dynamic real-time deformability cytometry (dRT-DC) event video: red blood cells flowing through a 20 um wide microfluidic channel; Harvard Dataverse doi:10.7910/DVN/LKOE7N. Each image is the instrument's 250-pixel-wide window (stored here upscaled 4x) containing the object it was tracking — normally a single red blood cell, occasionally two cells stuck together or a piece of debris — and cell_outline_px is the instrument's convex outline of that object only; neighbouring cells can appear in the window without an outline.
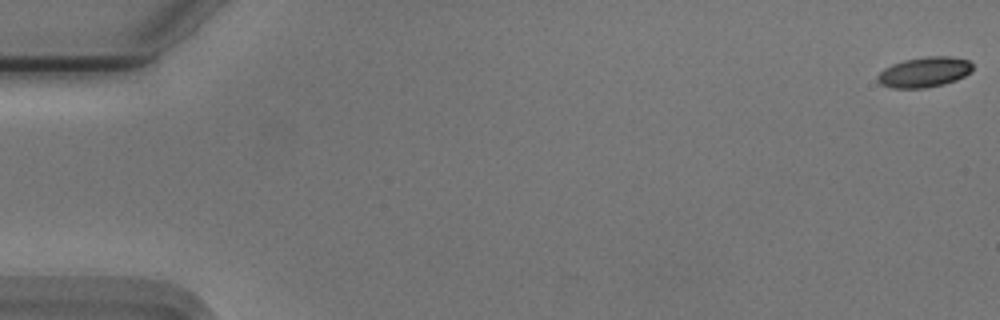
{"species": "Egyptian fruit bat (a non-hibernating species)", "species_latin": "Rousettus aegyptiacus", "temperature_condition": "cold", "stored_images_in_passage": 46, "camera_frame_rate_fps": 3000, "um_per_image_px": 0.085, "animal": {"sex": "male"}, "frame": {"image": 1, "passage_image": 1, "time_ms": 0.0, "image_size_px": [1000, 320], "cell_outline_px": [[972, 68], [964, 76], [956, 80], [944, 84], [924, 88], [892, 88], [880, 84], [876, 80], [876, 76], [884, 68], [892, 64], [904, 60], [924, 56], [952, 56], [968, 60], [972, 64]], "centroid_in_image_um": [78.53, 6.12], "position_along_channel_um": 6.5, "area_um2": 16.82}}
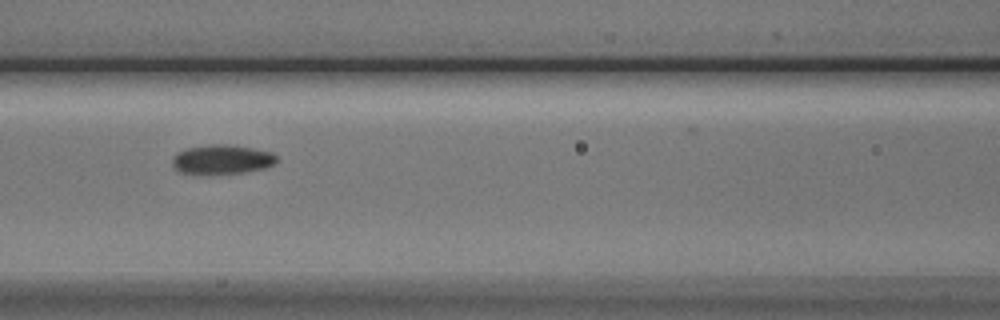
{"frame": {"image": 2, "passage_image": 25, "time_ms": 8.0, "image_size_px": [1000, 320], "cell_outline_px": [[276, 160], [272, 164], [264, 168], [244, 172], [208, 176], [200, 176], [180, 172], [172, 164], [172, 156], [188, 148], [208, 144], [228, 144], [252, 148], [272, 152], [276, 156]], "centroid_in_image_um": [18.81, 13.58], "position_along_channel_um": 147.8, "area_um2": 18.21}}
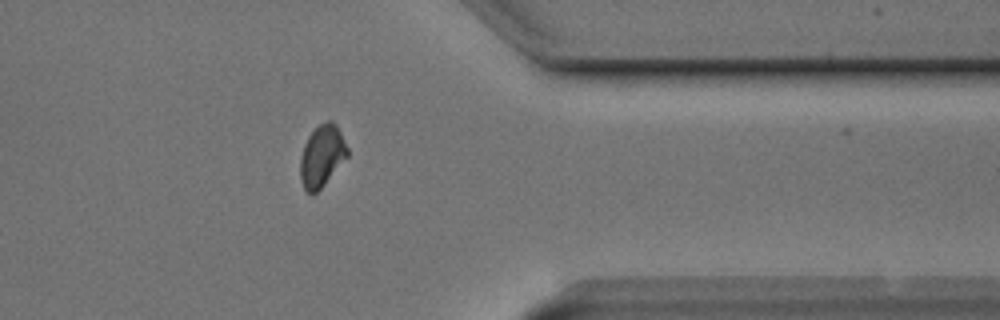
{"frame": {"image": 3, "passage_image": 45, "time_ms": 14.667, "image_size_px": [1000, 320], "cell_outline_px": [[348, 156], [324, 184], [312, 196], [304, 188], [300, 180], [300, 156], [304, 144], [308, 136], [320, 124], [328, 120], [332, 120], [336, 124], [348, 148]], "centroid_in_image_um": [27.35, 13.26], "position_along_channel_um": 384.1, "area_um2": 16.88}}